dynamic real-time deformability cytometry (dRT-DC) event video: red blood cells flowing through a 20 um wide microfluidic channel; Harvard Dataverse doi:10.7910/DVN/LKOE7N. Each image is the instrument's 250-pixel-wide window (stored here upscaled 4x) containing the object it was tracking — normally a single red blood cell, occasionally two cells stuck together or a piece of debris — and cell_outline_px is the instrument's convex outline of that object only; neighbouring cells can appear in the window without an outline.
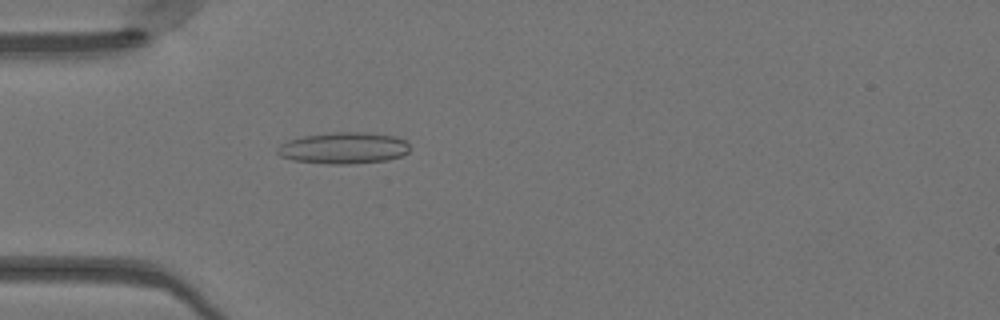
{"species": "Egyptian fruit bat (a non-hibernating species)", "species_latin": "Rousettus aegyptiacus", "temperature_condition": "warm", "stored_images_in_passage": 49, "camera_frame_rate_fps": 3000, "um_per_image_px": 0.085, "animal": {"sex": "female"}, "frame": {"image": 1, "passage_image": 15, "time_ms": 4.667, "image_size_px": [1000, 320], "cell_outline_px": [[408, 152], [400, 156], [388, 160], [352, 164], [328, 164], [292, 160], [280, 156], [276, 152], [276, 148], [280, 144], [288, 140], [304, 136], [332, 132], [368, 132], [396, 136], [404, 140], [408, 144]], "centroid_in_image_um": [29.19, 12.58], "position_along_channel_um": 55.8, "area_um2": 24.45}}
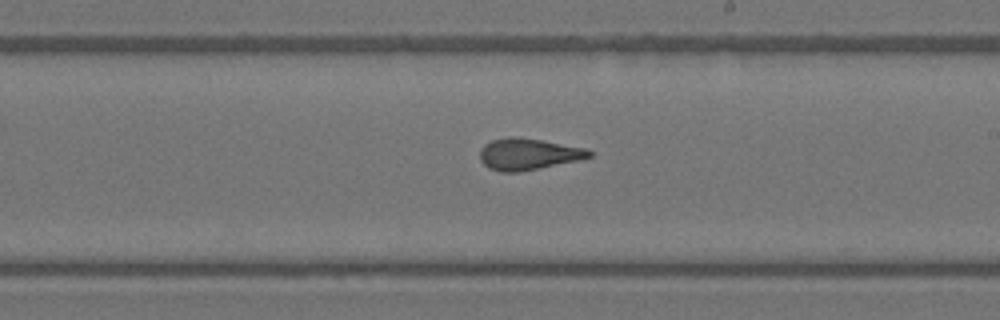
{"frame": {"image": 2, "passage_image": 29, "time_ms": 9.333, "image_size_px": [1000, 320], "cell_outline_px": [[592, 156], [580, 160], [520, 172], [500, 172], [488, 168], [480, 160], [480, 148], [484, 144], [492, 140], [508, 136], [512, 136], [540, 140], [584, 148], [592, 152]], "centroid_in_image_um": [44.86, 13.11], "position_along_channel_um": 244.1, "area_um2": 20.06}}
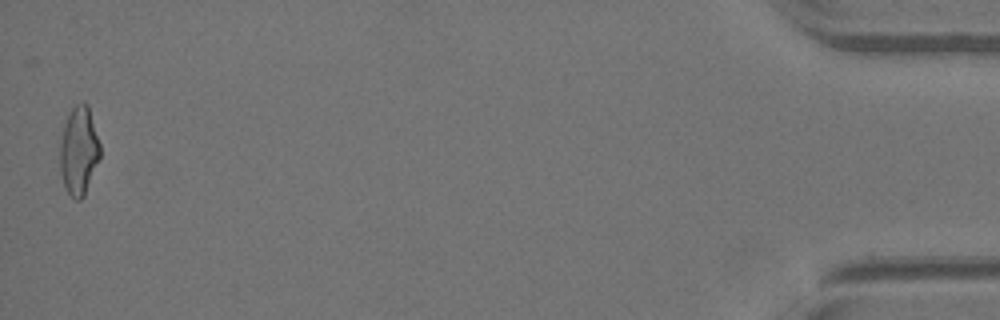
{"frame": {"image": 3, "passage_image": 49, "time_ms": 16.0, "image_size_px": [1000, 320], "cell_outline_px": [[100, 156], [84, 196], [80, 200], [76, 200], [64, 188], [60, 172], [60, 144], [64, 124], [68, 112], [76, 104], [84, 100], [88, 104], [100, 144]], "centroid_in_image_um": [6.69, 12.79], "position_along_channel_um": 428.5, "area_um2": 20.75}, "authors_computed_cell_mechanics": {"area_um2": 20.7502, "velocity_mm_per_s": 4.1432, "shape_relaxation_time_tau1_ms": null, "shape_relaxation_time_tau2_ms": 1.1318, "deformation_change_tau1": null, "deformation_change_tau2": 0.1008}}